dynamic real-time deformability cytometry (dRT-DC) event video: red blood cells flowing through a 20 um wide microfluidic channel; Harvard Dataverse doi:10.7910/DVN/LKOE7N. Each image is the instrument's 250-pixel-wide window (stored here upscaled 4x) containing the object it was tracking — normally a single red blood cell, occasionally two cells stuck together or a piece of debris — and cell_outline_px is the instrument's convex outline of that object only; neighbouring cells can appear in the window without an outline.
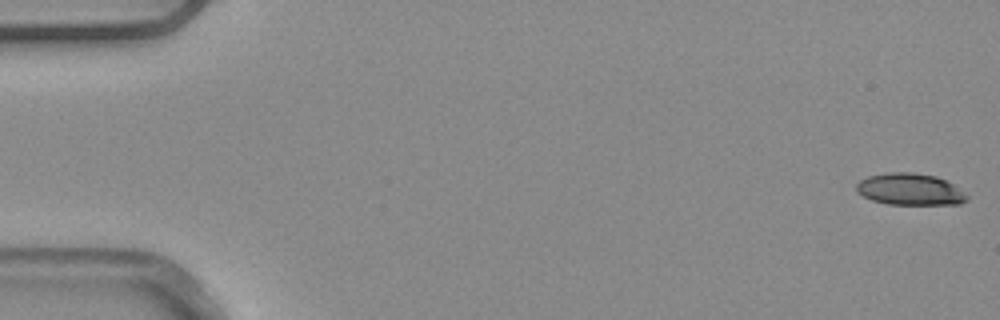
{"species": "common noctule bat (a hibernating species)", "species_latin": "Nyctalus noctula", "temperature_condition": "warm", "stored_images_in_passage": 5, "camera_frame_rate_fps": 3000, "um_per_image_px": 0.085, "animal": {"sex": "male", "body_mass_g": 20.4}, "frame": {"image": 1, "passage_image": 1, "time_ms": 0.0, "image_size_px": [1000, 320], "cell_outline_px": [[968, 200], [960, 204], [888, 204], [872, 200], [856, 192], [856, 184], [860, 180], [868, 176], [884, 172], [912, 172], [936, 176], [952, 184], [968, 196]], "centroid_in_image_um": [77.31, 16.08], "position_along_channel_um": 7.7, "area_um2": 20.4}}
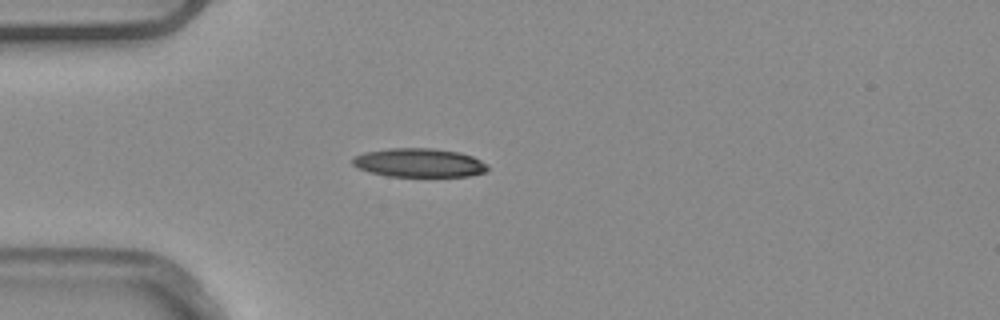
{"frame": {"image": 2, "passage_image": 5, "time_ms": 1.333, "image_size_px": [1000, 320], "cell_outline_px": [[488, 168], [484, 172], [468, 176], [388, 176], [368, 172], [352, 164], [352, 156], [364, 152], [388, 148], [432, 148], [460, 152], [472, 156], [488, 164]], "centroid_in_image_um": [35.6, 13.82], "position_along_channel_um": 49.4, "area_um2": 22.72}}